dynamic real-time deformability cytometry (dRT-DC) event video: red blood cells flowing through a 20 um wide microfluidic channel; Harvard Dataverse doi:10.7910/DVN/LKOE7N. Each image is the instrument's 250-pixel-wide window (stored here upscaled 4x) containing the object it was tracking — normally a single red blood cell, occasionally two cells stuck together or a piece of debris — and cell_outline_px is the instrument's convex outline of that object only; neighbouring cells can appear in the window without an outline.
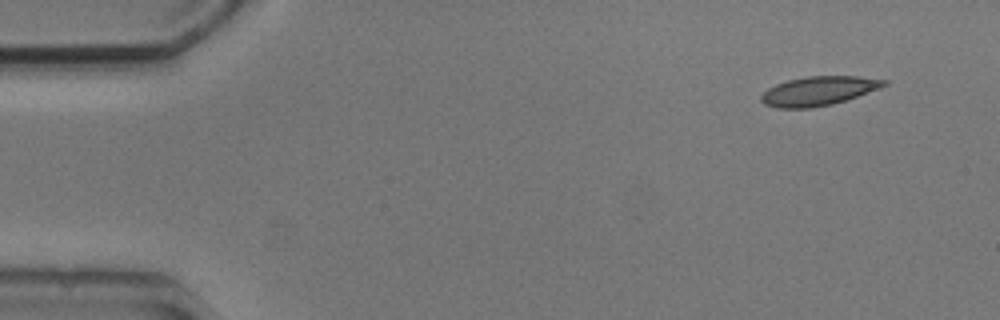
{"species": "common noctule bat (a hibernating species)", "species_latin": "Nyctalus noctula", "temperature_condition": "cold", "stored_images_in_passage": 5, "camera_frame_rate_fps": 3000, "um_per_image_px": 0.085, "animal": {"sex": "male", "body_mass_g": 20.5, "forearm_length_mm": 52.5}, "frame": {"image": 1, "passage_image": 1, "time_ms": 0.0, "image_size_px": [1000, 320], "cell_outline_px": [[888, 84], [880, 88], [832, 104], [812, 108], [776, 108], [764, 104], [760, 100], [760, 96], [768, 88], [776, 84], [788, 80], [808, 76], [856, 76], [888, 80]], "centroid_in_image_um": [69.55, 7.73], "position_along_channel_um": 15.5, "area_um2": 20.75}}
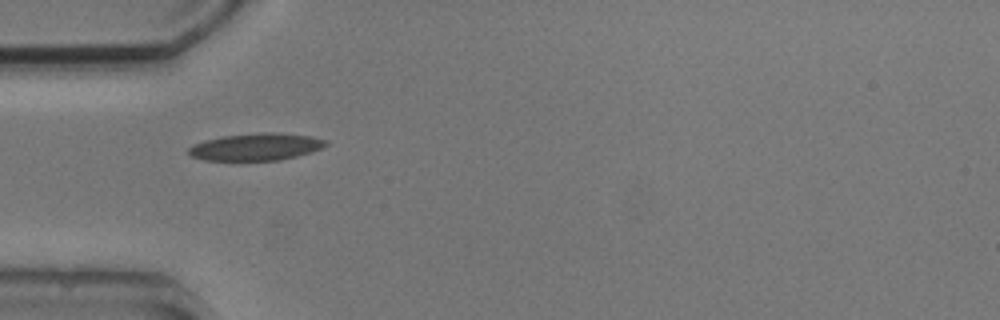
{"frame": {"image": 2, "passage_image": 4, "time_ms": 4.0, "image_size_px": [1000, 320], "cell_outline_px": [[328, 144], [312, 152], [280, 160], [204, 160], [192, 156], [188, 152], [188, 148], [192, 144], [204, 140], [224, 136], [264, 132], [280, 132], [312, 136], [328, 140]], "centroid_in_image_um": [21.78, 12.47], "position_along_channel_um": 63.2, "area_um2": 21.79}}